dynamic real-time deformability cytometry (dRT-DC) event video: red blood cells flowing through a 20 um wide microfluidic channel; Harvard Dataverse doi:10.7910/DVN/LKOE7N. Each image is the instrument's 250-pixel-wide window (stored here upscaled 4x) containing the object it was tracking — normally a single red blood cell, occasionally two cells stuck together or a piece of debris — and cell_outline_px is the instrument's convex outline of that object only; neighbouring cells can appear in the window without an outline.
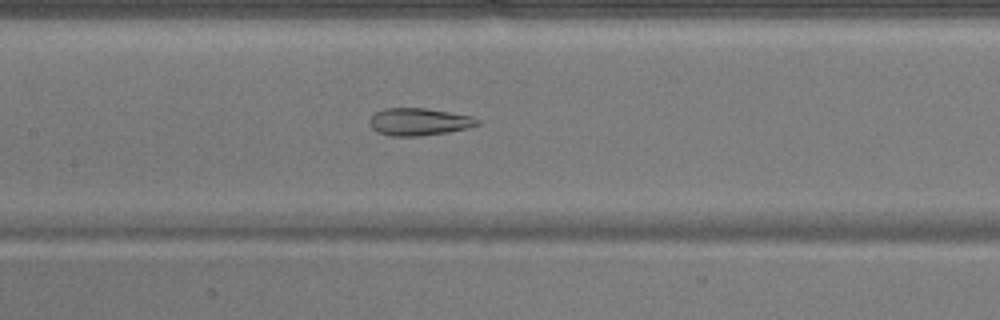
{"species": "common noctule bat (a hibernating species)", "species_latin": "Nyctalus noctula", "temperature_condition": "warm", "stored_images_in_passage": 51, "camera_frame_rate_fps": 3000, "um_per_image_px": 0.085, "animal": {"sex": "male", "body_mass_g": 17.9}, "frame": {"image": 1, "passage_image": 24, "time_ms": 7.667, "image_size_px": [1000, 320], "cell_outline_px": [[480, 124], [468, 128], [448, 132], [420, 136], [392, 136], [376, 132], [368, 124], [368, 120], [376, 112], [384, 108], [424, 108], [472, 116], [480, 120]], "centroid_in_image_um": [35.59, 10.36], "position_along_channel_um": 171.8, "area_um2": 17.28}}
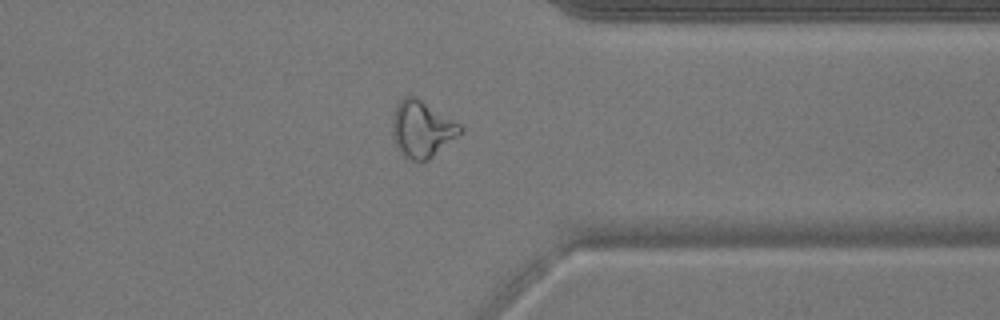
{"frame": {"image": 2, "passage_image": 40, "time_ms": 13.0, "image_size_px": [1000, 320], "cell_outline_px": [[464, 132], [428, 160], [412, 160], [404, 156], [396, 148], [392, 136], [392, 116], [400, 100], [404, 96], [416, 96], [460, 124], [464, 128]], "centroid_in_image_um": [35.87, 10.97], "position_along_channel_um": 375.5, "area_um2": 22.48}}
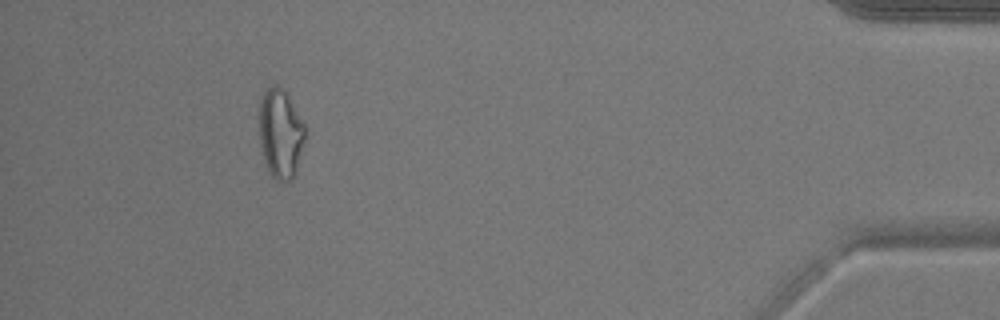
{"frame": {"image": 3, "passage_image": 47, "time_ms": 15.333, "image_size_px": [1000, 320], "cell_outline_px": [[304, 140], [296, 172], [292, 180], [276, 180], [272, 176], [264, 160], [260, 144], [260, 104], [264, 92], [272, 84], [276, 84], [284, 88], [288, 92], [304, 124]], "centroid_in_image_um": [23.85, 11.31], "position_along_channel_um": 411.3, "area_um2": 23.76}, "authors_computed_cell_mechanics": {"area_um2": 22.4842, "velocity_mm_per_s": 3.9167, "shape_relaxation_time_tau1_ms": null, "shape_relaxation_time_tau2_ms": 2.1811, "deformation_change_tau1": null, "deformation_change_tau2": 0.1105}}